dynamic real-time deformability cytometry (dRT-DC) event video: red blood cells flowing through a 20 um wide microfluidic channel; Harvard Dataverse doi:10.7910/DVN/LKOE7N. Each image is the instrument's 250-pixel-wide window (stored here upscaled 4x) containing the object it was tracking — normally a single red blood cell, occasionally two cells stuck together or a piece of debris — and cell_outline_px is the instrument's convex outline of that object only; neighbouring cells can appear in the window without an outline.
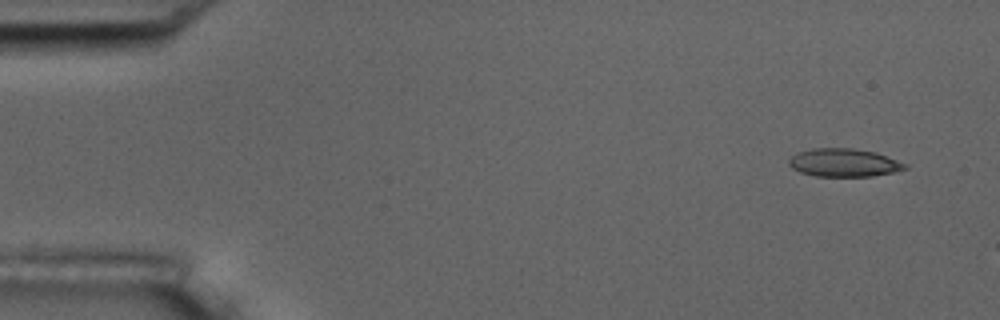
{"species": "common noctule bat (a hibernating species)", "species_latin": "Nyctalus noctula", "temperature_condition": "room temperature", "stored_images_in_passage": 4, "camera_frame_rate_fps": 3000, "um_per_image_px": 0.085, "animal": {"sex": "male", "body_mass_g": 17.5, "forearm_length_mm": 52.3}, "frame": {"image": 1, "passage_image": 1, "time_ms": 0.0, "image_size_px": [1000, 320], "cell_outline_px": [[908, 168], [892, 172], [872, 176], [816, 176], [800, 172], [792, 168], [788, 164], [788, 160], [796, 152], [812, 148], [852, 148], [876, 152], [908, 164]], "centroid_in_image_um": [71.72, 13.82], "position_along_channel_um": 13.3, "area_um2": 19.07}}